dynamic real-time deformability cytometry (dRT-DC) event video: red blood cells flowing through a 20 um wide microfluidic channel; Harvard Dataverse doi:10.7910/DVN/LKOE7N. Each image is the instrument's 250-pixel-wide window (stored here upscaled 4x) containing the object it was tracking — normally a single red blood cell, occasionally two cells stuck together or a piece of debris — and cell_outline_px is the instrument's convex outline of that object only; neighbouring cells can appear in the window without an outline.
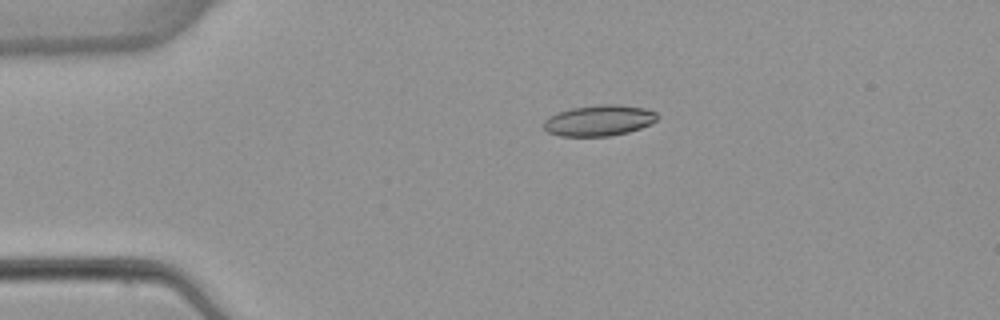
{"species": "common noctule bat (a hibernating species)", "species_latin": "Nyctalus noctula", "temperature_condition": "warm", "stored_images_in_passage": 5, "camera_frame_rate_fps": 3000, "um_per_image_px": 0.085, "animal": {"sex": "female", "body_mass_g": 22.7, "forearm_length_mm": 54.2}, "frame": {"image": 1, "passage_image": 5, "time_ms": 5.0, "image_size_px": [1000, 320], "cell_outline_px": [[660, 116], [656, 120], [640, 128], [628, 132], [608, 136], [560, 136], [548, 132], [544, 128], [544, 120], [548, 116], [572, 108], [596, 104], [620, 104], [644, 108], [656, 112]], "centroid_in_image_um": [50.92, 10.23], "position_along_channel_um": 34.1, "area_um2": 20.46}}